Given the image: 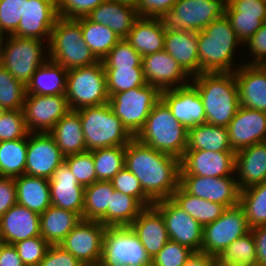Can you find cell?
I'll return each instance as SVG.
<instances>
[{"label": "cell", "instance_id": "obj_1", "mask_svg": "<svg viewBox=\"0 0 266 266\" xmlns=\"http://www.w3.org/2000/svg\"><path fill=\"white\" fill-rule=\"evenodd\" d=\"M125 167L137 177L153 202L172 198L179 187L180 159L148 147L135 138L126 145Z\"/></svg>", "mask_w": 266, "mask_h": 266}, {"label": "cell", "instance_id": "obj_2", "mask_svg": "<svg viewBox=\"0 0 266 266\" xmlns=\"http://www.w3.org/2000/svg\"><path fill=\"white\" fill-rule=\"evenodd\" d=\"M206 113V123L227 127L240 107L234 72L201 73L192 77Z\"/></svg>", "mask_w": 266, "mask_h": 266}, {"label": "cell", "instance_id": "obj_3", "mask_svg": "<svg viewBox=\"0 0 266 266\" xmlns=\"http://www.w3.org/2000/svg\"><path fill=\"white\" fill-rule=\"evenodd\" d=\"M199 74L234 72L233 58L238 39L226 16L212 21L203 30L197 32Z\"/></svg>", "mask_w": 266, "mask_h": 266}, {"label": "cell", "instance_id": "obj_4", "mask_svg": "<svg viewBox=\"0 0 266 266\" xmlns=\"http://www.w3.org/2000/svg\"><path fill=\"white\" fill-rule=\"evenodd\" d=\"M187 137L188 129L176 120L160 99L134 138L148 147L181 159L187 149Z\"/></svg>", "mask_w": 266, "mask_h": 266}, {"label": "cell", "instance_id": "obj_5", "mask_svg": "<svg viewBox=\"0 0 266 266\" xmlns=\"http://www.w3.org/2000/svg\"><path fill=\"white\" fill-rule=\"evenodd\" d=\"M47 49L48 59L67 70L99 62L85 43L81 24L76 19H56Z\"/></svg>", "mask_w": 266, "mask_h": 266}, {"label": "cell", "instance_id": "obj_6", "mask_svg": "<svg viewBox=\"0 0 266 266\" xmlns=\"http://www.w3.org/2000/svg\"><path fill=\"white\" fill-rule=\"evenodd\" d=\"M77 111L80 114L86 151L126 146L134 138L113 113L108 103L83 107Z\"/></svg>", "mask_w": 266, "mask_h": 266}, {"label": "cell", "instance_id": "obj_7", "mask_svg": "<svg viewBox=\"0 0 266 266\" xmlns=\"http://www.w3.org/2000/svg\"><path fill=\"white\" fill-rule=\"evenodd\" d=\"M227 0H177L172 9L156 19L164 30L199 32L212 21L224 17Z\"/></svg>", "mask_w": 266, "mask_h": 266}, {"label": "cell", "instance_id": "obj_8", "mask_svg": "<svg viewBox=\"0 0 266 266\" xmlns=\"http://www.w3.org/2000/svg\"><path fill=\"white\" fill-rule=\"evenodd\" d=\"M65 95L70 110L107 104L109 94L103 62L68 70Z\"/></svg>", "mask_w": 266, "mask_h": 266}, {"label": "cell", "instance_id": "obj_9", "mask_svg": "<svg viewBox=\"0 0 266 266\" xmlns=\"http://www.w3.org/2000/svg\"><path fill=\"white\" fill-rule=\"evenodd\" d=\"M5 42V43H4ZM35 38L5 36L2 44L0 64L18 81L27 85L36 69L48 60L44 57L45 42ZM5 45V46H4ZM44 47V48H43Z\"/></svg>", "mask_w": 266, "mask_h": 266}, {"label": "cell", "instance_id": "obj_10", "mask_svg": "<svg viewBox=\"0 0 266 266\" xmlns=\"http://www.w3.org/2000/svg\"><path fill=\"white\" fill-rule=\"evenodd\" d=\"M161 91L148 83L109 97L108 104L123 126L135 137L144 126L148 115L160 100Z\"/></svg>", "mask_w": 266, "mask_h": 266}, {"label": "cell", "instance_id": "obj_11", "mask_svg": "<svg viewBox=\"0 0 266 266\" xmlns=\"http://www.w3.org/2000/svg\"><path fill=\"white\" fill-rule=\"evenodd\" d=\"M99 266H151V259L130 227H107Z\"/></svg>", "mask_w": 266, "mask_h": 266}, {"label": "cell", "instance_id": "obj_12", "mask_svg": "<svg viewBox=\"0 0 266 266\" xmlns=\"http://www.w3.org/2000/svg\"><path fill=\"white\" fill-rule=\"evenodd\" d=\"M250 231L243 209L227 208L214 222L203 226L200 252L218 257L233 241Z\"/></svg>", "mask_w": 266, "mask_h": 266}, {"label": "cell", "instance_id": "obj_13", "mask_svg": "<svg viewBox=\"0 0 266 266\" xmlns=\"http://www.w3.org/2000/svg\"><path fill=\"white\" fill-rule=\"evenodd\" d=\"M99 221L82 219L59 244L85 266H99L106 231Z\"/></svg>", "mask_w": 266, "mask_h": 266}, {"label": "cell", "instance_id": "obj_14", "mask_svg": "<svg viewBox=\"0 0 266 266\" xmlns=\"http://www.w3.org/2000/svg\"><path fill=\"white\" fill-rule=\"evenodd\" d=\"M153 206L161 213L170 241L200 252L203 227L186 213L172 198L154 202Z\"/></svg>", "mask_w": 266, "mask_h": 266}, {"label": "cell", "instance_id": "obj_15", "mask_svg": "<svg viewBox=\"0 0 266 266\" xmlns=\"http://www.w3.org/2000/svg\"><path fill=\"white\" fill-rule=\"evenodd\" d=\"M179 185L189 194L222 204L226 208L239 205L240 192L236 177H203L180 175Z\"/></svg>", "mask_w": 266, "mask_h": 266}, {"label": "cell", "instance_id": "obj_16", "mask_svg": "<svg viewBox=\"0 0 266 266\" xmlns=\"http://www.w3.org/2000/svg\"><path fill=\"white\" fill-rule=\"evenodd\" d=\"M68 111L66 95H26L23 106L29 133H49Z\"/></svg>", "mask_w": 266, "mask_h": 266}, {"label": "cell", "instance_id": "obj_17", "mask_svg": "<svg viewBox=\"0 0 266 266\" xmlns=\"http://www.w3.org/2000/svg\"><path fill=\"white\" fill-rule=\"evenodd\" d=\"M64 156L49 133H29L25 174L50 179Z\"/></svg>", "mask_w": 266, "mask_h": 266}, {"label": "cell", "instance_id": "obj_18", "mask_svg": "<svg viewBox=\"0 0 266 266\" xmlns=\"http://www.w3.org/2000/svg\"><path fill=\"white\" fill-rule=\"evenodd\" d=\"M235 152H214L206 150H185L180 159V175L203 177L233 176L235 173Z\"/></svg>", "mask_w": 266, "mask_h": 266}, {"label": "cell", "instance_id": "obj_19", "mask_svg": "<svg viewBox=\"0 0 266 266\" xmlns=\"http://www.w3.org/2000/svg\"><path fill=\"white\" fill-rule=\"evenodd\" d=\"M160 99L187 129L206 123L205 108L197 88L189 83L161 91Z\"/></svg>", "mask_w": 266, "mask_h": 266}, {"label": "cell", "instance_id": "obj_20", "mask_svg": "<svg viewBox=\"0 0 266 266\" xmlns=\"http://www.w3.org/2000/svg\"><path fill=\"white\" fill-rule=\"evenodd\" d=\"M57 15L56 0H27L17 30L12 34L21 38L46 39L48 46Z\"/></svg>", "mask_w": 266, "mask_h": 266}, {"label": "cell", "instance_id": "obj_21", "mask_svg": "<svg viewBox=\"0 0 266 266\" xmlns=\"http://www.w3.org/2000/svg\"><path fill=\"white\" fill-rule=\"evenodd\" d=\"M227 130L235 153L253 144L266 142V112L240 106Z\"/></svg>", "mask_w": 266, "mask_h": 266}, {"label": "cell", "instance_id": "obj_22", "mask_svg": "<svg viewBox=\"0 0 266 266\" xmlns=\"http://www.w3.org/2000/svg\"><path fill=\"white\" fill-rule=\"evenodd\" d=\"M143 74L146 83L160 91L182 87L191 78L165 50L142 57Z\"/></svg>", "mask_w": 266, "mask_h": 266}, {"label": "cell", "instance_id": "obj_23", "mask_svg": "<svg viewBox=\"0 0 266 266\" xmlns=\"http://www.w3.org/2000/svg\"><path fill=\"white\" fill-rule=\"evenodd\" d=\"M52 206L77 213L83 219L84 191L69 167L63 162L49 179Z\"/></svg>", "mask_w": 266, "mask_h": 266}, {"label": "cell", "instance_id": "obj_24", "mask_svg": "<svg viewBox=\"0 0 266 266\" xmlns=\"http://www.w3.org/2000/svg\"><path fill=\"white\" fill-rule=\"evenodd\" d=\"M240 66V67H239ZM234 71L240 106L266 112V66L239 65Z\"/></svg>", "mask_w": 266, "mask_h": 266}, {"label": "cell", "instance_id": "obj_25", "mask_svg": "<svg viewBox=\"0 0 266 266\" xmlns=\"http://www.w3.org/2000/svg\"><path fill=\"white\" fill-rule=\"evenodd\" d=\"M0 231L3 243L12 245L41 236L40 215L15 204L0 217Z\"/></svg>", "mask_w": 266, "mask_h": 266}, {"label": "cell", "instance_id": "obj_26", "mask_svg": "<svg viewBox=\"0 0 266 266\" xmlns=\"http://www.w3.org/2000/svg\"><path fill=\"white\" fill-rule=\"evenodd\" d=\"M129 227L138 237L150 259L169 241L164 219L153 205L145 207Z\"/></svg>", "mask_w": 266, "mask_h": 266}, {"label": "cell", "instance_id": "obj_27", "mask_svg": "<svg viewBox=\"0 0 266 266\" xmlns=\"http://www.w3.org/2000/svg\"><path fill=\"white\" fill-rule=\"evenodd\" d=\"M87 17L95 23L109 27L121 39H125L140 16L134 4L105 0Z\"/></svg>", "mask_w": 266, "mask_h": 266}, {"label": "cell", "instance_id": "obj_28", "mask_svg": "<svg viewBox=\"0 0 266 266\" xmlns=\"http://www.w3.org/2000/svg\"><path fill=\"white\" fill-rule=\"evenodd\" d=\"M235 172L240 190L266 182V142L236 152Z\"/></svg>", "mask_w": 266, "mask_h": 266}, {"label": "cell", "instance_id": "obj_29", "mask_svg": "<svg viewBox=\"0 0 266 266\" xmlns=\"http://www.w3.org/2000/svg\"><path fill=\"white\" fill-rule=\"evenodd\" d=\"M164 50L191 78L199 75L197 32L166 30Z\"/></svg>", "mask_w": 266, "mask_h": 266}, {"label": "cell", "instance_id": "obj_30", "mask_svg": "<svg viewBox=\"0 0 266 266\" xmlns=\"http://www.w3.org/2000/svg\"><path fill=\"white\" fill-rule=\"evenodd\" d=\"M49 134L64 157L86 151V144L77 110L68 111L56 122Z\"/></svg>", "mask_w": 266, "mask_h": 266}, {"label": "cell", "instance_id": "obj_31", "mask_svg": "<svg viewBox=\"0 0 266 266\" xmlns=\"http://www.w3.org/2000/svg\"><path fill=\"white\" fill-rule=\"evenodd\" d=\"M165 32L156 18L139 17L125 40L144 57L164 50Z\"/></svg>", "mask_w": 266, "mask_h": 266}, {"label": "cell", "instance_id": "obj_32", "mask_svg": "<svg viewBox=\"0 0 266 266\" xmlns=\"http://www.w3.org/2000/svg\"><path fill=\"white\" fill-rule=\"evenodd\" d=\"M14 180L17 204L39 215L52 205L48 179L23 174Z\"/></svg>", "mask_w": 266, "mask_h": 266}, {"label": "cell", "instance_id": "obj_33", "mask_svg": "<svg viewBox=\"0 0 266 266\" xmlns=\"http://www.w3.org/2000/svg\"><path fill=\"white\" fill-rule=\"evenodd\" d=\"M68 70L48 59L31 76L27 95H65Z\"/></svg>", "mask_w": 266, "mask_h": 266}, {"label": "cell", "instance_id": "obj_34", "mask_svg": "<svg viewBox=\"0 0 266 266\" xmlns=\"http://www.w3.org/2000/svg\"><path fill=\"white\" fill-rule=\"evenodd\" d=\"M81 220L77 213L51 205L40 214L41 237L50 245H59Z\"/></svg>", "mask_w": 266, "mask_h": 266}, {"label": "cell", "instance_id": "obj_35", "mask_svg": "<svg viewBox=\"0 0 266 266\" xmlns=\"http://www.w3.org/2000/svg\"><path fill=\"white\" fill-rule=\"evenodd\" d=\"M186 150L234 152L227 127L204 123L188 129Z\"/></svg>", "mask_w": 266, "mask_h": 266}, {"label": "cell", "instance_id": "obj_36", "mask_svg": "<svg viewBox=\"0 0 266 266\" xmlns=\"http://www.w3.org/2000/svg\"><path fill=\"white\" fill-rule=\"evenodd\" d=\"M111 181H96L84 191L83 219L99 221L107 227V211L113 195Z\"/></svg>", "mask_w": 266, "mask_h": 266}, {"label": "cell", "instance_id": "obj_37", "mask_svg": "<svg viewBox=\"0 0 266 266\" xmlns=\"http://www.w3.org/2000/svg\"><path fill=\"white\" fill-rule=\"evenodd\" d=\"M172 199L202 227L217 220L227 209L224 205L187 193L180 185Z\"/></svg>", "mask_w": 266, "mask_h": 266}, {"label": "cell", "instance_id": "obj_38", "mask_svg": "<svg viewBox=\"0 0 266 266\" xmlns=\"http://www.w3.org/2000/svg\"><path fill=\"white\" fill-rule=\"evenodd\" d=\"M81 24L82 36L94 56L102 61L121 40L109 27L91 21L87 16L76 18Z\"/></svg>", "mask_w": 266, "mask_h": 266}, {"label": "cell", "instance_id": "obj_39", "mask_svg": "<svg viewBox=\"0 0 266 266\" xmlns=\"http://www.w3.org/2000/svg\"><path fill=\"white\" fill-rule=\"evenodd\" d=\"M28 136L0 142V177H17L25 174Z\"/></svg>", "mask_w": 266, "mask_h": 266}, {"label": "cell", "instance_id": "obj_40", "mask_svg": "<svg viewBox=\"0 0 266 266\" xmlns=\"http://www.w3.org/2000/svg\"><path fill=\"white\" fill-rule=\"evenodd\" d=\"M220 266H258L256 244L253 233L239 237L227 246L217 257Z\"/></svg>", "mask_w": 266, "mask_h": 266}, {"label": "cell", "instance_id": "obj_41", "mask_svg": "<svg viewBox=\"0 0 266 266\" xmlns=\"http://www.w3.org/2000/svg\"><path fill=\"white\" fill-rule=\"evenodd\" d=\"M239 206L245 213L250 229L266 225V182L241 190Z\"/></svg>", "mask_w": 266, "mask_h": 266}, {"label": "cell", "instance_id": "obj_42", "mask_svg": "<svg viewBox=\"0 0 266 266\" xmlns=\"http://www.w3.org/2000/svg\"><path fill=\"white\" fill-rule=\"evenodd\" d=\"M144 208L136 198L114 189L111 208L107 211V227H129Z\"/></svg>", "mask_w": 266, "mask_h": 266}, {"label": "cell", "instance_id": "obj_43", "mask_svg": "<svg viewBox=\"0 0 266 266\" xmlns=\"http://www.w3.org/2000/svg\"><path fill=\"white\" fill-rule=\"evenodd\" d=\"M125 150L126 146H111L91 151L98 181H111L125 167Z\"/></svg>", "mask_w": 266, "mask_h": 266}, {"label": "cell", "instance_id": "obj_44", "mask_svg": "<svg viewBox=\"0 0 266 266\" xmlns=\"http://www.w3.org/2000/svg\"><path fill=\"white\" fill-rule=\"evenodd\" d=\"M104 69L109 97L115 93L124 92L136 87H142L147 84L143 74V67Z\"/></svg>", "mask_w": 266, "mask_h": 266}, {"label": "cell", "instance_id": "obj_45", "mask_svg": "<svg viewBox=\"0 0 266 266\" xmlns=\"http://www.w3.org/2000/svg\"><path fill=\"white\" fill-rule=\"evenodd\" d=\"M26 85L0 64V110H23Z\"/></svg>", "mask_w": 266, "mask_h": 266}, {"label": "cell", "instance_id": "obj_46", "mask_svg": "<svg viewBox=\"0 0 266 266\" xmlns=\"http://www.w3.org/2000/svg\"><path fill=\"white\" fill-rule=\"evenodd\" d=\"M64 163L69 167L80 185L86 187L98 181L91 151L66 156Z\"/></svg>", "mask_w": 266, "mask_h": 266}, {"label": "cell", "instance_id": "obj_47", "mask_svg": "<svg viewBox=\"0 0 266 266\" xmlns=\"http://www.w3.org/2000/svg\"><path fill=\"white\" fill-rule=\"evenodd\" d=\"M23 110H0V142L27 137Z\"/></svg>", "mask_w": 266, "mask_h": 266}, {"label": "cell", "instance_id": "obj_48", "mask_svg": "<svg viewBox=\"0 0 266 266\" xmlns=\"http://www.w3.org/2000/svg\"><path fill=\"white\" fill-rule=\"evenodd\" d=\"M102 62L104 68L142 67V56L125 39H121Z\"/></svg>", "mask_w": 266, "mask_h": 266}, {"label": "cell", "instance_id": "obj_49", "mask_svg": "<svg viewBox=\"0 0 266 266\" xmlns=\"http://www.w3.org/2000/svg\"><path fill=\"white\" fill-rule=\"evenodd\" d=\"M115 190L136 198L144 207H149L154 202L145 194L140 181L126 167H123L112 179Z\"/></svg>", "mask_w": 266, "mask_h": 266}, {"label": "cell", "instance_id": "obj_50", "mask_svg": "<svg viewBox=\"0 0 266 266\" xmlns=\"http://www.w3.org/2000/svg\"><path fill=\"white\" fill-rule=\"evenodd\" d=\"M25 266H37L50 246L41 236L28 238L14 244Z\"/></svg>", "mask_w": 266, "mask_h": 266}, {"label": "cell", "instance_id": "obj_51", "mask_svg": "<svg viewBox=\"0 0 266 266\" xmlns=\"http://www.w3.org/2000/svg\"><path fill=\"white\" fill-rule=\"evenodd\" d=\"M27 0H0V32L12 35L24 14Z\"/></svg>", "mask_w": 266, "mask_h": 266}, {"label": "cell", "instance_id": "obj_52", "mask_svg": "<svg viewBox=\"0 0 266 266\" xmlns=\"http://www.w3.org/2000/svg\"><path fill=\"white\" fill-rule=\"evenodd\" d=\"M193 253L188 247L168 241L164 247L151 258V266H183Z\"/></svg>", "mask_w": 266, "mask_h": 266}, {"label": "cell", "instance_id": "obj_53", "mask_svg": "<svg viewBox=\"0 0 266 266\" xmlns=\"http://www.w3.org/2000/svg\"><path fill=\"white\" fill-rule=\"evenodd\" d=\"M105 0H56L57 15L61 18L76 19L88 16Z\"/></svg>", "mask_w": 266, "mask_h": 266}, {"label": "cell", "instance_id": "obj_54", "mask_svg": "<svg viewBox=\"0 0 266 266\" xmlns=\"http://www.w3.org/2000/svg\"><path fill=\"white\" fill-rule=\"evenodd\" d=\"M266 3L262 0H227L225 16H249L265 19Z\"/></svg>", "mask_w": 266, "mask_h": 266}, {"label": "cell", "instance_id": "obj_55", "mask_svg": "<svg viewBox=\"0 0 266 266\" xmlns=\"http://www.w3.org/2000/svg\"><path fill=\"white\" fill-rule=\"evenodd\" d=\"M238 39L244 44L264 24V19L249 16H226Z\"/></svg>", "mask_w": 266, "mask_h": 266}, {"label": "cell", "instance_id": "obj_56", "mask_svg": "<svg viewBox=\"0 0 266 266\" xmlns=\"http://www.w3.org/2000/svg\"><path fill=\"white\" fill-rule=\"evenodd\" d=\"M37 266H85L60 245H50L45 257Z\"/></svg>", "mask_w": 266, "mask_h": 266}, {"label": "cell", "instance_id": "obj_57", "mask_svg": "<svg viewBox=\"0 0 266 266\" xmlns=\"http://www.w3.org/2000/svg\"><path fill=\"white\" fill-rule=\"evenodd\" d=\"M249 48L253 57L252 62L243 63L248 65L266 64V25H262L243 46Z\"/></svg>", "mask_w": 266, "mask_h": 266}, {"label": "cell", "instance_id": "obj_58", "mask_svg": "<svg viewBox=\"0 0 266 266\" xmlns=\"http://www.w3.org/2000/svg\"><path fill=\"white\" fill-rule=\"evenodd\" d=\"M177 0H138L137 13L140 17L156 18L162 11L172 9Z\"/></svg>", "mask_w": 266, "mask_h": 266}, {"label": "cell", "instance_id": "obj_59", "mask_svg": "<svg viewBox=\"0 0 266 266\" xmlns=\"http://www.w3.org/2000/svg\"><path fill=\"white\" fill-rule=\"evenodd\" d=\"M17 204L15 180L13 177H0V217Z\"/></svg>", "mask_w": 266, "mask_h": 266}, {"label": "cell", "instance_id": "obj_60", "mask_svg": "<svg viewBox=\"0 0 266 266\" xmlns=\"http://www.w3.org/2000/svg\"><path fill=\"white\" fill-rule=\"evenodd\" d=\"M256 244L257 264L266 266V225L257 226L250 229Z\"/></svg>", "mask_w": 266, "mask_h": 266}, {"label": "cell", "instance_id": "obj_61", "mask_svg": "<svg viewBox=\"0 0 266 266\" xmlns=\"http://www.w3.org/2000/svg\"><path fill=\"white\" fill-rule=\"evenodd\" d=\"M0 266H25L14 245L7 243L0 245Z\"/></svg>", "mask_w": 266, "mask_h": 266}, {"label": "cell", "instance_id": "obj_62", "mask_svg": "<svg viewBox=\"0 0 266 266\" xmlns=\"http://www.w3.org/2000/svg\"><path fill=\"white\" fill-rule=\"evenodd\" d=\"M183 266H217V257L202 252H193Z\"/></svg>", "mask_w": 266, "mask_h": 266}, {"label": "cell", "instance_id": "obj_63", "mask_svg": "<svg viewBox=\"0 0 266 266\" xmlns=\"http://www.w3.org/2000/svg\"><path fill=\"white\" fill-rule=\"evenodd\" d=\"M114 1L126 2V3H129V4L136 5L138 0H114Z\"/></svg>", "mask_w": 266, "mask_h": 266}, {"label": "cell", "instance_id": "obj_64", "mask_svg": "<svg viewBox=\"0 0 266 266\" xmlns=\"http://www.w3.org/2000/svg\"><path fill=\"white\" fill-rule=\"evenodd\" d=\"M5 36L0 32V57H1V50H2V44Z\"/></svg>", "mask_w": 266, "mask_h": 266}, {"label": "cell", "instance_id": "obj_65", "mask_svg": "<svg viewBox=\"0 0 266 266\" xmlns=\"http://www.w3.org/2000/svg\"><path fill=\"white\" fill-rule=\"evenodd\" d=\"M3 243L2 237H1V231H0V245Z\"/></svg>", "mask_w": 266, "mask_h": 266}, {"label": "cell", "instance_id": "obj_66", "mask_svg": "<svg viewBox=\"0 0 266 266\" xmlns=\"http://www.w3.org/2000/svg\"><path fill=\"white\" fill-rule=\"evenodd\" d=\"M264 25H266V15H265V19H264Z\"/></svg>", "mask_w": 266, "mask_h": 266}]
</instances>
